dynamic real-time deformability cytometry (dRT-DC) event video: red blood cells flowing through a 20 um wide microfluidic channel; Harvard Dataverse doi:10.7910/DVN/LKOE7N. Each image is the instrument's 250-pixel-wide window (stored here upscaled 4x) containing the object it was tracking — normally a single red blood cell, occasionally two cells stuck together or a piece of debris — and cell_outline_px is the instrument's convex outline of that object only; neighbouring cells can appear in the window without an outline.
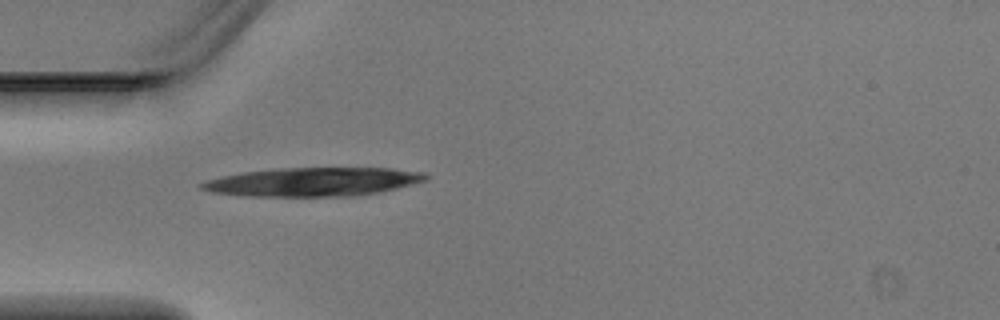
{"species": "Egyptian fruit bat (a non-hibernating species)", "species_latin": "Rousettus aegyptiacus", "temperature_condition": "warm", "stored_images_in_passage": 4, "camera_frame_rate_fps": 3000, "um_per_image_px": 0.085, "animal": {"sex": "male"}, "frame": {"image": 1, "passage_image": 4, "time_ms": 1.0, "image_size_px": [1000, 320], "cell_outline_px": [[432, 176], [428, 180], [380, 192], [360, 196], [248, 196], [212, 192], [200, 188], [196, 184], [208, 180], [224, 176], [244, 172], [280, 168], [392, 168], [424, 172]], "centroid_in_image_um": [26.68, 15.46], "position_along_channel_um": 58.3, "area_um2": 37.57}}